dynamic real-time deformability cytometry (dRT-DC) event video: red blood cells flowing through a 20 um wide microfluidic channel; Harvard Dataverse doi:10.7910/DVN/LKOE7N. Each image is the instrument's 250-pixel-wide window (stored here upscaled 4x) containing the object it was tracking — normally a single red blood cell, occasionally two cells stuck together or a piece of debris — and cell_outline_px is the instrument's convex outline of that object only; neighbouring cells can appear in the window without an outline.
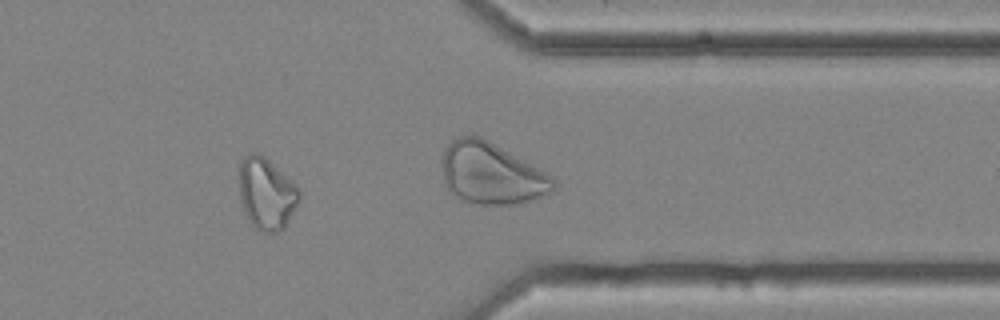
{"species": "common noctule bat (a hibernating species)", "species_latin": "Nyctalus noctula", "temperature_condition": "cold", "stored_images_in_passage": 40, "camera_frame_rate_fps": 3000, "um_per_image_px": 0.085, "animal": {"sex": "female", "body_mass_g": 25.1}, "frame": {"image": 1, "passage_image": 29, "time_ms": 9.333, "image_size_px": [1000, 320], "cell_outline_px": [[300, 200], [296, 208], [284, 228], [280, 232], [264, 232], [256, 228], [248, 220], [240, 200], [240, 164], [244, 156], [248, 152], [256, 152], [264, 156], [296, 184], [300, 188]], "centroid_in_image_um": [22.67, 16.46], "position_along_channel_um": 388.7, "area_um2": 25.2}, "authors_computed_cell_mechanics": {"area_um2": 21.5305, "velocity_mm_per_s": 3.56, "shape_relaxation_time_tau1_ms": null, "shape_relaxation_time_tau2_ms": 5.1037, "deformation_change_tau1": null, "deformation_change_tau2": 0.125}}